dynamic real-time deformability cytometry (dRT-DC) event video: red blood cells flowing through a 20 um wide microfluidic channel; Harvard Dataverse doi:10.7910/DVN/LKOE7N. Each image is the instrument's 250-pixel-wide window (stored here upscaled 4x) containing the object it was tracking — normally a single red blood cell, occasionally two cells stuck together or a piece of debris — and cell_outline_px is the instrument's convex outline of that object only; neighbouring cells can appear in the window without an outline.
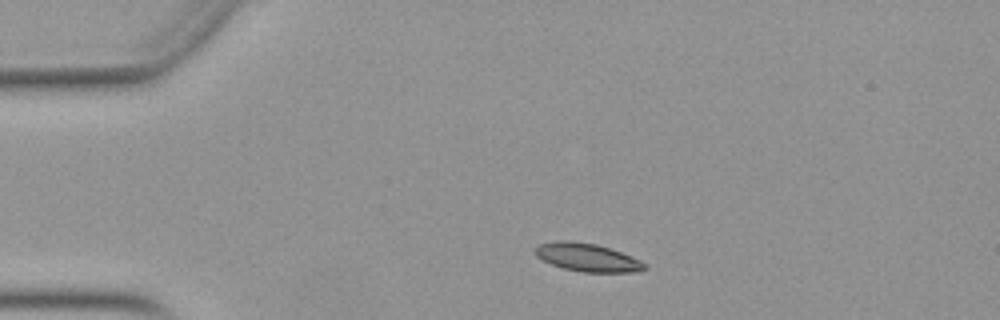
{"species": "Egyptian fruit bat (a non-hibernating species)", "species_latin": "Rousettus aegyptiacus", "temperature_condition": "warm", "stored_images_in_passage": 17, "camera_frame_rate_fps": 3000, "um_per_image_px": 0.085, "animal": {"sex": "female"}, "frame": {"image": 1, "passage_image": 5, "time_ms": 1.333, "image_size_px": [1000, 320], "cell_outline_px": [[648, 268], [640, 272], [580, 272], [564, 268], [552, 264], [536, 256], [532, 252], [540, 244], [556, 240], [572, 240], [596, 244], [632, 256], [640, 260]], "centroid_in_image_um": [49.92, 21.88], "position_along_channel_um": 35.1, "area_um2": 17.98}}
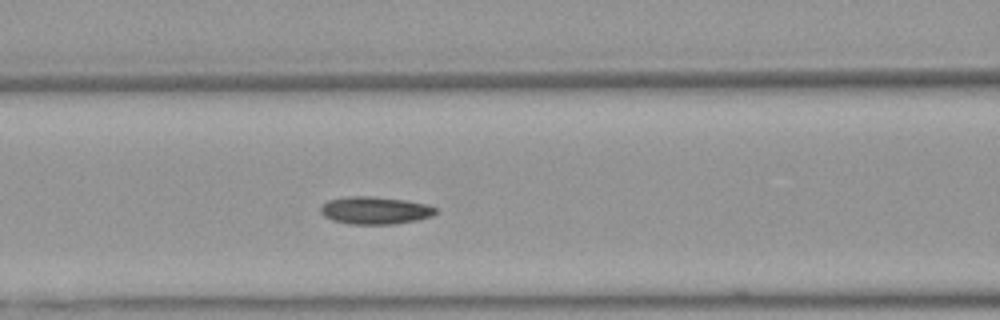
{"frame": {"image": 2, "passage_image": 16, "time_ms": 5.0, "image_size_px": [1000, 320], "cell_outline_px": [[440, 212], [432, 216], [416, 220], [392, 224], [352, 224], [332, 220], [324, 216], [320, 212], [320, 208], [328, 200], [348, 196], [372, 196], [404, 200], [428, 204], [436, 208]], "centroid_in_image_um": [31.91, 17.88], "position_along_channel_um": 134.7, "area_um2": 18.5}}